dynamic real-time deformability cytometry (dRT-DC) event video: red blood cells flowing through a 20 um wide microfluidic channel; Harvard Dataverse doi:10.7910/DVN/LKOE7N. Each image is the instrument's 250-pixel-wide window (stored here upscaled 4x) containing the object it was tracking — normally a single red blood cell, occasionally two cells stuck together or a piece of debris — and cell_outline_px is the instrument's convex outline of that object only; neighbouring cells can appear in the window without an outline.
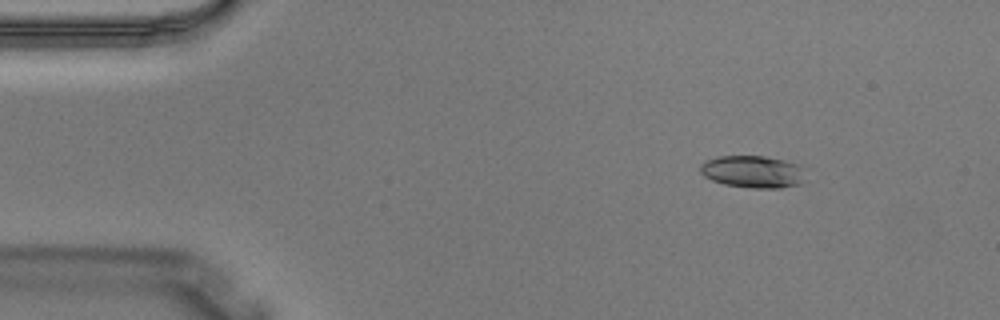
{"species": "Egyptian fruit bat (a non-hibernating species)", "species_latin": "Rousettus aegyptiacus", "temperature_condition": "warm", "stored_images_in_passage": 3, "camera_frame_rate_fps": 3000, "um_per_image_px": 0.085, "animal": {"sex": "male"}, "frame": {"image": 1, "passage_image": 1, "time_ms": 0.0, "image_size_px": [1000, 320], "cell_outline_px": [[800, 184], [780, 188], [752, 188], [724, 184], [712, 180], [704, 176], [700, 172], [700, 164], [704, 160], [716, 156], [764, 156], [784, 160], [796, 164], [800, 168]], "centroid_in_image_um": [63.87, 14.59], "position_along_channel_um": 21.1, "area_um2": 19.48}}